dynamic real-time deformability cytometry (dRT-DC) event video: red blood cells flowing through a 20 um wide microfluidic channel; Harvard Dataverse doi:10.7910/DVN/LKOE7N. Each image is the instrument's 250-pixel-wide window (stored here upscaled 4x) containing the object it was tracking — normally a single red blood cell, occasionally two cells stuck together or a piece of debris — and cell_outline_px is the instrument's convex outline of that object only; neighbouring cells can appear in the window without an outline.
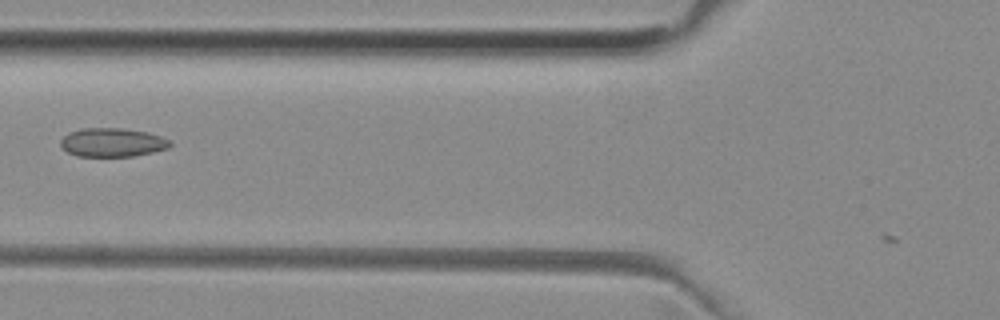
{"species": "common noctule bat (a hibernating species)", "species_latin": "Nyctalus noctula", "temperature_condition": "room temperature", "stored_images_in_passage": 6, "camera_frame_rate_fps": 3000, "um_per_image_px": 0.085, "animal": {"sex": "female", "body_mass_g": 29.2, "forearm_length_mm": 56.3}, "frame": {"image": 1, "passage_image": 6, "time_ms": 1.667, "image_size_px": [1000, 320], "cell_outline_px": [[172, 144], [168, 148], [152, 152], [132, 156], [76, 156], [68, 152], [60, 144], [60, 140], [68, 132], [80, 128], [124, 128], [148, 132], [160, 136], [168, 140]], "centroid_in_image_um": [9.53, 12.09], "position_along_channel_um": 116.3, "area_um2": 18.32}}